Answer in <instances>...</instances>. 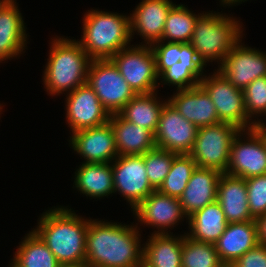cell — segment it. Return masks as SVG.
Here are the masks:
<instances>
[{"instance_id": "cell-1", "label": "cell", "mask_w": 266, "mask_h": 267, "mask_svg": "<svg viewBox=\"0 0 266 267\" xmlns=\"http://www.w3.org/2000/svg\"><path fill=\"white\" fill-rule=\"evenodd\" d=\"M131 224L90 218L86 234V265L142 267V232L136 224Z\"/></svg>"}, {"instance_id": "cell-2", "label": "cell", "mask_w": 266, "mask_h": 267, "mask_svg": "<svg viewBox=\"0 0 266 267\" xmlns=\"http://www.w3.org/2000/svg\"><path fill=\"white\" fill-rule=\"evenodd\" d=\"M89 220L68 206L58 205L43 212L33 230L59 263H82L86 259Z\"/></svg>"}, {"instance_id": "cell-3", "label": "cell", "mask_w": 266, "mask_h": 267, "mask_svg": "<svg viewBox=\"0 0 266 267\" xmlns=\"http://www.w3.org/2000/svg\"><path fill=\"white\" fill-rule=\"evenodd\" d=\"M51 40L47 63L42 74L44 89L50 96L66 95L86 83L92 59L76 38L57 35Z\"/></svg>"}, {"instance_id": "cell-4", "label": "cell", "mask_w": 266, "mask_h": 267, "mask_svg": "<svg viewBox=\"0 0 266 267\" xmlns=\"http://www.w3.org/2000/svg\"><path fill=\"white\" fill-rule=\"evenodd\" d=\"M82 39L76 41L92 59H110L131 46L130 15L89 9L83 15Z\"/></svg>"}, {"instance_id": "cell-5", "label": "cell", "mask_w": 266, "mask_h": 267, "mask_svg": "<svg viewBox=\"0 0 266 267\" xmlns=\"http://www.w3.org/2000/svg\"><path fill=\"white\" fill-rule=\"evenodd\" d=\"M230 15L213 10L205 11L195 22L190 44L205 66L217 62L219 67L245 34L240 19Z\"/></svg>"}, {"instance_id": "cell-6", "label": "cell", "mask_w": 266, "mask_h": 267, "mask_svg": "<svg viewBox=\"0 0 266 267\" xmlns=\"http://www.w3.org/2000/svg\"><path fill=\"white\" fill-rule=\"evenodd\" d=\"M240 130L239 127L227 122L199 127L189 155L197 167L212 168L225 173L232 142Z\"/></svg>"}, {"instance_id": "cell-7", "label": "cell", "mask_w": 266, "mask_h": 267, "mask_svg": "<svg viewBox=\"0 0 266 267\" xmlns=\"http://www.w3.org/2000/svg\"><path fill=\"white\" fill-rule=\"evenodd\" d=\"M86 83L109 115L118 114L136 95L111 59L92 60Z\"/></svg>"}, {"instance_id": "cell-8", "label": "cell", "mask_w": 266, "mask_h": 267, "mask_svg": "<svg viewBox=\"0 0 266 267\" xmlns=\"http://www.w3.org/2000/svg\"><path fill=\"white\" fill-rule=\"evenodd\" d=\"M110 59L136 95L159 91L155 57L150 46L132 44Z\"/></svg>"}, {"instance_id": "cell-9", "label": "cell", "mask_w": 266, "mask_h": 267, "mask_svg": "<svg viewBox=\"0 0 266 267\" xmlns=\"http://www.w3.org/2000/svg\"><path fill=\"white\" fill-rule=\"evenodd\" d=\"M214 70L208 76L204 74L199 85L213 101L219 120L240 129H251L254 122L247 116L243 90L233 86L217 69Z\"/></svg>"}, {"instance_id": "cell-10", "label": "cell", "mask_w": 266, "mask_h": 267, "mask_svg": "<svg viewBox=\"0 0 266 267\" xmlns=\"http://www.w3.org/2000/svg\"><path fill=\"white\" fill-rule=\"evenodd\" d=\"M140 226L151 227L152 234H173L172 230L188 216L184 213L179 198L161 194L157 190L148 195L131 211ZM156 228V230H155Z\"/></svg>"}, {"instance_id": "cell-11", "label": "cell", "mask_w": 266, "mask_h": 267, "mask_svg": "<svg viewBox=\"0 0 266 267\" xmlns=\"http://www.w3.org/2000/svg\"><path fill=\"white\" fill-rule=\"evenodd\" d=\"M114 194L118 193L132 208L155 191L148 181L144 155L118 156L111 163Z\"/></svg>"}, {"instance_id": "cell-12", "label": "cell", "mask_w": 266, "mask_h": 267, "mask_svg": "<svg viewBox=\"0 0 266 267\" xmlns=\"http://www.w3.org/2000/svg\"><path fill=\"white\" fill-rule=\"evenodd\" d=\"M225 173L243 179L266 174V149L252 128L241 129L234 138Z\"/></svg>"}, {"instance_id": "cell-13", "label": "cell", "mask_w": 266, "mask_h": 267, "mask_svg": "<svg viewBox=\"0 0 266 267\" xmlns=\"http://www.w3.org/2000/svg\"><path fill=\"white\" fill-rule=\"evenodd\" d=\"M198 127L186 120L168 101L161 110L154 142L157 148L176 154H189Z\"/></svg>"}, {"instance_id": "cell-14", "label": "cell", "mask_w": 266, "mask_h": 267, "mask_svg": "<svg viewBox=\"0 0 266 267\" xmlns=\"http://www.w3.org/2000/svg\"><path fill=\"white\" fill-rule=\"evenodd\" d=\"M241 40L216 68L236 88L244 90L257 78L266 76V51L246 46Z\"/></svg>"}, {"instance_id": "cell-15", "label": "cell", "mask_w": 266, "mask_h": 267, "mask_svg": "<svg viewBox=\"0 0 266 267\" xmlns=\"http://www.w3.org/2000/svg\"><path fill=\"white\" fill-rule=\"evenodd\" d=\"M65 119L70 134L87 128L101 126L109 121L110 115L103 108L94 90L87 84L66 94Z\"/></svg>"}, {"instance_id": "cell-16", "label": "cell", "mask_w": 266, "mask_h": 267, "mask_svg": "<svg viewBox=\"0 0 266 267\" xmlns=\"http://www.w3.org/2000/svg\"><path fill=\"white\" fill-rule=\"evenodd\" d=\"M69 146L83 163H112L119 155L111 123L82 129L71 134Z\"/></svg>"}, {"instance_id": "cell-17", "label": "cell", "mask_w": 266, "mask_h": 267, "mask_svg": "<svg viewBox=\"0 0 266 267\" xmlns=\"http://www.w3.org/2000/svg\"><path fill=\"white\" fill-rule=\"evenodd\" d=\"M175 3L172 0H141L130 14L131 39L139 35V45L151 46L161 41L169 10Z\"/></svg>"}, {"instance_id": "cell-18", "label": "cell", "mask_w": 266, "mask_h": 267, "mask_svg": "<svg viewBox=\"0 0 266 267\" xmlns=\"http://www.w3.org/2000/svg\"><path fill=\"white\" fill-rule=\"evenodd\" d=\"M174 92L167 98L168 102L198 128L221 122L213 101L200 85Z\"/></svg>"}, {"instance_id": "cell-19", "label": "cell", "mask_w": 266, "mask_h": 267, "mask_svg": "<svg viewBox=\"0 0 266 267\" xmlns=\"http://www.w3.org/2000/svg\"><path fill=\"white\" fill-rule=\"evenodd\" d=\"M18 7L16 0H11L0 12V63L19 59L27 49L26 23Z\"/></svg>"}, {"instance_id": "cell-20", "label": "cell", "mask_w": 266, "mask_h": 267, "mask_svg": "<svg viewBox=\"0 0 266 267\" xmlns=\"http://www.w3.org/2000/svg\"><path fill=\"white\" fill-rule=\"evenodd\" d=\"M221 174L220 171L212 168L196 167L179 198L183 211L188 217L216 201Z\"/></svg>"}, {"instance_id": "cell-21", "label": "cell", "mask_w": 266, "mask_h": 267, "mask_svg": "<svg viewBox=\"0 0 266 267\" xmlns=\"http://www.w3.org/2000/svg\"><path fill=\"white\" fill-rule=\"evenodd\" d=\"M259 244L255 220L228 223L225 231L214 243L222 262L234 263L247 251Z\"/></svg>"}, {"instance_id": "cell-22", "label": "cell", "mask_w": 266, "mask_h": 267, "mask_svg": "<svg viewBox=\"0 0 266 267\" xmlns=\"http://www.w3.org/2000/svg\"><path fill=\"white\" fill-rule=\"evenodd\" d=\"M216 201L221 205L228 223L254 220L249 213L245 179L222 173Z\"/></svg>"}, {"instance_id": "cell-23", "label": "cell", "mask_w": 266, "mask_h": 267, "mask_svg": "<svg viewBox=\"0 0 266 267\" xmlns=\"http://www.w3.org/2000/svg\"><path fill=\"white\" fill-rule=\"evenodd\" d=\"M73 187L85 197L104 199L114 194L111 163H83L74 174ZM113 193V194H112Z\"/></svg>"}, {"instance_id": "cell-24", "label": "cell", "mask_w": 266, "mask_h": 267, "mask_svg": "<svg viewBox=\"0 0 266 267\" xmlns=\"http://www.w3.org/2000/svg\"><path fill=\"white\" fill-rule=\"evenodd\" d=\"M109 122L113 127L119 156L144 155L156 147L154 134L150 130L128 122L119 114L110 115Z\"/></svg>"}, {"instance_id": "cell-25", "label": "cell", "mask_w": 266, "mask_h": 267, "mask_svg": "<svg viewBox=\"0 0 266 267\" xmlns=\"http://www.w3.org/2000/svg\"><path fill=\"white\" fill-rule=\"evenodd\" d=\"M183 235L151 234L143 242L142 267H182Z\"/></svg>"}, {"instance_id": "cell-26", "label": "cell", "mask_w": 266, "mask_h": 267, "mask_svg": "<svg viewBox=\"0 0 266 267\" xmlns=\"http://www.w3.org/2000/svg\"><path fill=\"white\" fill-rule=\"evenodd\" d=\"M228 221L221 205L215 201L188 217V232H184L195 241L214 244L222 233Z\"/></svg>"}, {"instance_id": "cell-27", "label": "cell", "mask_w": 266, "mask_h": 267, "mask_svg": "<svg viewBox=\"0 0 266 267\" xmlns=\"http://www.w3.org/2000/svg\"><path fill=\"white\" fill-rule=\"evenodd\" d=\"M158 92L135 95L118 114L128 122L155 134L161 110L168 101L158 97Z\"/></svg>"}, {"instance_id": "cell-28", "label": "cell", "mask_w": 266, "mask_h": 267, "mask_svg": "<svg viewBox=\"0 0 266 267\" xmlns=\"http://www.w3.org/2000/svg\"><path fill=\"white\" fill-rule=\"evenodd\" d=\"M19 243L10 262L15 267H58L54 254L32 229Z\"/></svg>"}, {"instance_id": "cell-29", "label": "cell", "mask_w": 266, "mask_h": 267, "mask_svg": "<svg viewBox=\"0 0 266 267\" xmlns=\"http://www.w3.org/2000/svg\"><path fill=\"white\" fill-rule=\"evenodd\" d=\"M197 14L184 4L175 3L166 17L161 41L190 43L195 22L201 13Z\"/></svg>"}, {"instance_id": "cell-30", "label": "cell", "mask_w": 266, "mask_h": 267, "mask_svg": "<svg viewBox=\"0 0 266 267\" xmlns=\"http://www.w3.org/2000/svg\"><path fill=\"white\" fill-rule=\"evenodd\" d=\"M196 167V162L189 154H176L169 173L157 191L180 198Z\"/></svg>"}, {"instance_id": "cell-31", "label": "cell", "mask_w": 266, "mask_h": 267, "mask_svg": "<svg viewBox=\"0 0 266 267\" xmlns=\"http://www.w3.org/2000/svg\"><path fill=\"white\" fill-rule=\"evenodd\" d=\"M205 68L203 63L176 62L158 77V89L160 85L175 86L176 90L196 87L206 72Z\"/></svg>"}, {"instance_id": "cell-32", "label": "cell", "mask_w": 266, "mask_h": 267, "mask_svg": "<svg viewBox=\"0 0 266 267\" xmlns=\"http://www.w3.org/2000/svg\"><path fill=\"white\" fill-rule=\"evenodd\" d=\"M221 263L214 244L195 241L184 233L182 267H218Z\"/></svg>"}, {"instance_id": "cell-33", "label": "cell", "mask_w": 266, "mask_h": 267, "mask_svg": "<svg viewBox=\"0 0 266 267\" xmlns=\"http://www.w3.org/2000/svg\"><path fill=\"white\" fill-rule=\"evenodd\" d=\"M175 155L176 153L157 147L144 154L147 178L155 190L165 180Z\"/></svg>"}, {"instance_id": "cell-34", "label": "cell", "mask_w": 266, "mask_h": 267, "mask_svg": "<svg viewBox=\"0 0 266 267\" xmlns=\"http://www.w3.org/2000/svg\"><path fill=\"white\" fill-rule=\"evenodd\" d=\"M243 93L247 116L256 123L260 120L258 117L266 114V76L255 79Z\"/></svg>"}, {"instance_id": "cell-35", "label": "cell", "mask_w": 266, "mask_h": 267, "mask_svg": "<svg viewBox=\"0 0 266 267\" xmlns=\"http://www.w3.org/2000/svg\"><path fill=\"white\" fill-rule=\"evenodd\" d=\"M249 213L256 220L266 213V174L245 179Z\"/></svg>"}, {"instance_id": "cell-36", "label": "cell", "mask_w": 266, "mask_h": 267, "mask_svg": "<svg viewBox=\"0 0 266 267\" xmlns=\"http://www.w3.org/2000/svg\"><path fill=\"white\" fill-rule=\"evenodd\" d=\"M156 64L158 77L171 65L179 62L181 57V42L159 41L150 46Z\"/></svg>"}, {"instance_id": "cell-37", "label": "cell", "mask_w": 266, "mask_h": 267, "mask_svg": "<svg viewBox=\"0 0 266 267\" xmlns=\"http://www.w3.org/2000/svg\"><path fill=\"white\" fill-rule=\"evenodd\" d=\"M234 264L237 267H266V245L258 244L238 258Z\"/></svg>"}, {"instance_id": "cell-38", "label": "cell", "mask_w": 266, "mask_h": 267, "mask_svg": "<svg viewBox=\"0 0 266 267\" xmlns=\"http://www.w3.org/2000/svg\"><path fill=\"white\" fill-rule=\"evenodd\" d=\"M180 62L183 63H203L197 55L196 50L190 43L181 42V57L179 58Z\"/></svg>"}, {"instance_id": "cell-39", "label": "cell", "mask_w": 266, "mask_h": 267, "mask_svg": "<svg viewBox=\"0 0 266 267\" xmlns=\"http://www.w3.org/2000/svg\"><path fill=\"white\" fill-rule=\"evenodd\" d=\"M259 244L266 245V213L256 220Z\"/></svg>"}, {"instance_id": "cell-40", "label": "cell", "mask_w": 266, "mask_h": 267, "mask_svg": "<svg viewBox=\"0 0 266 267\" xmlns=\"http://www.w3.org/2000/svg\"><path fill=\"white\" fill-rule=\"evenodd\" d=\"M252 129L258 134L266 149V127L260 126L257 122L254 123Z\"/></svg>"}, {"instance_id": "cell-41", "label": "cell", "mask_w": 266, "mask_h": 267, "mask_svg": "<svg viewBox=\"0 0 266 267\" xmlns=\"http://www.w3.org/2000/svg\"><path fill=\"white\" fill-rule=\"evenodd\" d=\"M219 1H220L219 2L220 5L225 7V9H226V6H228L230 8L233 5L236 6L238 4H242V1L246 2L248 0H219Z\"/></svg>"}, {"instance_id": "cell-42", "label": "cell", "mask_w": 266, "mask_h": 267, "mask_svg": "<svg viewBox=\"0 0 266 267\" xmlns=\"http://www.w3.org/2000/svg\"><path fill=\"white\" fill-rule=\"evenodd\" d=\"M58 267H88L85 262L82 263H60Z\"/></svg>"}, {"instance_id": "cell-43", "label": "cell", "mask_w": 266, "mask_h": 267, "mask_svg": "<svg viewBox=\"0 0 266 267\" xmlns=\"http://www.w3.org/2000/svg\"><path fill=\"white\" fill-rule=\"evenodd\" d=\"M218 267H237L234 263L222 262Z\"/></svg>"}, {"instance_id": "cell-44", "label": "cell", "mask_w": 266, "mask_h": 267, "mask_svg": "<svg viewBox=\"0 0 266 267\" xmlns=\"http://www.w3.org/2000/svg\"><path fill=\"white\" fill-rule=\"evenodd\" d=\"M11 0H0V12Z\"/></svg>"}, {"instance_id": "cell-45", "label": "cell", "mask_w": 266, "mask_h": 267, "mask_svg": "<svg viewBox=\"0 0 266 267\" xmlns=\"http://www.w3.org/2000/svg\"><path fill=\"white\" fill-rule=\"evenodd\" d=\"M265 116H266V114H265ZM263 119H264V121H263ZM260 126H264V127H266V120H265V118H263L262 117V119L261 120H259L258 122H257Z\"/></svg>"}, {"instance_id": "cell-46", "label": "cell", "mask_w": 266, "mask_h": 267, "mask_svg": "<svg viewBox=\"0 0 266 267\" xmlns=\"http://www.w3.org/2000/svg\"><path fill=\"white\" fill-rule=\"evenodd\" d=\"M2 105H3V103H2V104L0 103V115H1L2 112H3V109H2V108L4 107V105H3V106H2ZM0 117H1V116H0Z\"/></svg>"}, {"instance_id": "cell-47", "label": "cell", "mask_w": 266, "mask_h": 267, "mask_svg": "<svg viewBox=\"0 0 266 267\" xmlns=\"http://www.w3.org/2000/svg\"><path fill=\"white\" fill-rule=\"evenodd\" d=\"M8 267H15L12 263H9V265H7Z\"/></svg>"}]
</instances>
